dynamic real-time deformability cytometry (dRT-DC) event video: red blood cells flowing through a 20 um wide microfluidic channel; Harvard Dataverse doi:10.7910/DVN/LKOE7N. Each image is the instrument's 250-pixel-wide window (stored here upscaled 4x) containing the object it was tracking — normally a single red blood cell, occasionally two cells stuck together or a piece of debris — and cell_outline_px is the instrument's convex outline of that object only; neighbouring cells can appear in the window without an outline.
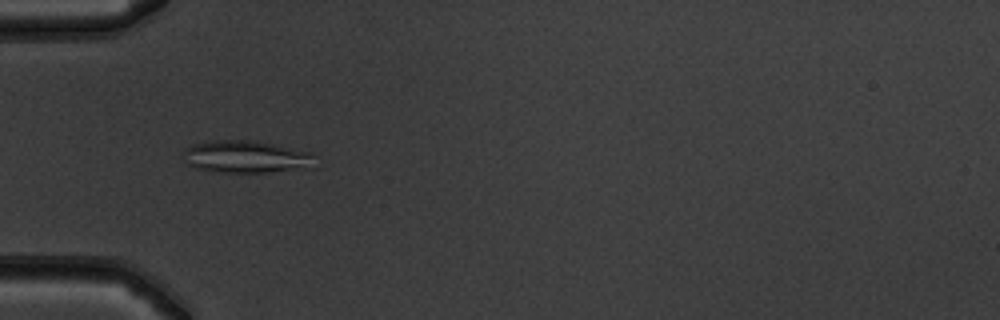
{"species": "common noctule bat (a hibernating species)", "species_latin": "Nyctalus noctula", "temperature_condition": "warm", "stored_images_in_passage": 36, "camera_frame_rate_fps": 3000, "um_per_image_px": 0.085, "animal": {"sex": "male", "body_mass_g": 19.5, "forearm_length_mm": 54.6}, "frame": {"image": 1, "passage_image": 1, "time_ms": 0.0, "image_size_px": [1000, 320], "cell_outline_px": [[316, 168], [268, 172], [224, 172], [196, 168], [184, 164], [188, 148], [192, 144], [216, 140], [248, 140], [272, 144], [312, 152]], "centroid_in_image_um": [20.99, 13.34], "position_along_channel_um": 64.0, "area_um2": 24.68}}
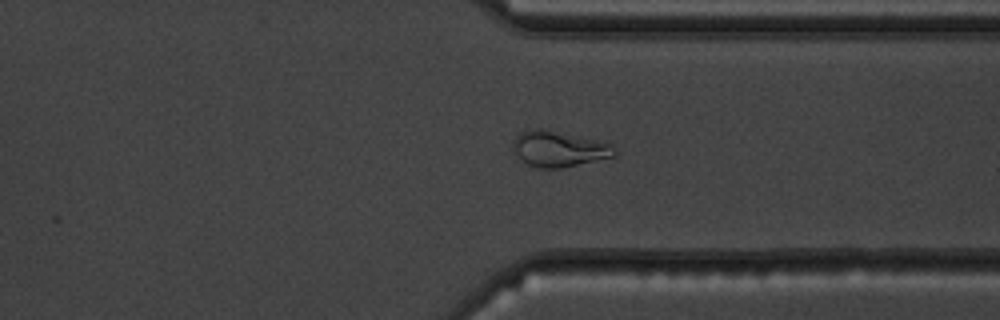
{"frame": {"image": 2, "passage_image": 24, "time_ms": 7.667, "image_size_px": [1000, 320], "cell_outline_px": [[616, 156], [560, 168], [536, 168], [520, 160], [512, 152], [512, 140], [520, 132], [536, 128], [540, 128], [596, 140], [612, 144], [616, 152]], "centroid_in_image_um": [47.44, 12.66], "position_along_channel_um": 364.0, "area_um2": 21.15}}
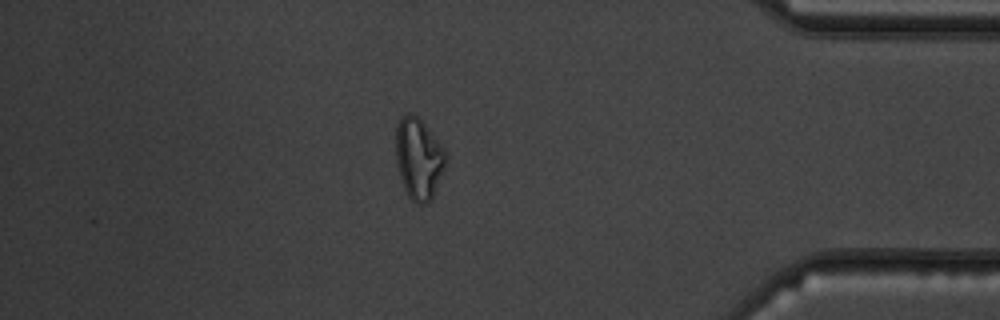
{"frame": {"image": 3, "passage_image": 29, "time_ms": 9.333, "image_size_px": [1000, 320], "cell_outline_px": [[444, 168], [432, 196], [424, 204], [416, 204], [408, 196], [404, 188], [396, 164], [396, 124], [408, 112], [412, 112], [428, 128], [444, 148]], "centroid_in_image_um": [35.55, 13.46], "position_along_channel_um": 399.7, "area_um2": 23.12}}